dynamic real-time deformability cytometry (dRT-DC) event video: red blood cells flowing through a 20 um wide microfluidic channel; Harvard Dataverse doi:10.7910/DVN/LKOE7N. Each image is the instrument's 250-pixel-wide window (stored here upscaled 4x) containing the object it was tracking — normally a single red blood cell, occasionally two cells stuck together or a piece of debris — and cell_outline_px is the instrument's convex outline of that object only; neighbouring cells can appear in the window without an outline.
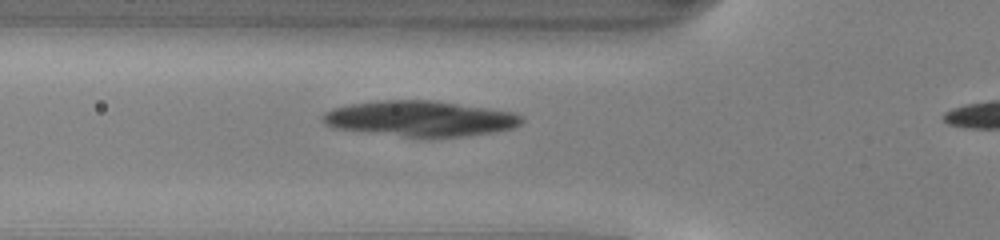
{"species": "common noctule bat (a hibernating species)", "species_latin": "Nyctalus noctula", "temperature_condition": "warm", "stored_images_in_passage": 19, "camera_frame_rate_fps": 3000, "um_per_image_px": 0.085, "animal": {"sex": "male", "body_mass_g": 13.0, "forearm_length_mm": 53.1}, "frame": {"image": 1, "passage_image": 11, "time_ms": 3.333, "image_size_px": [1000, 240], "cell_outline_px": [[512, 120], [504, 124], [472, 128], [444, 128], [368, 124], [336, 120], [336, 116], [392, 108], [444, 108]], "centroid_in_image_um": [36.01, 10.05], "position_along_channel_um": 89.8, "area_um2": 17.57}}
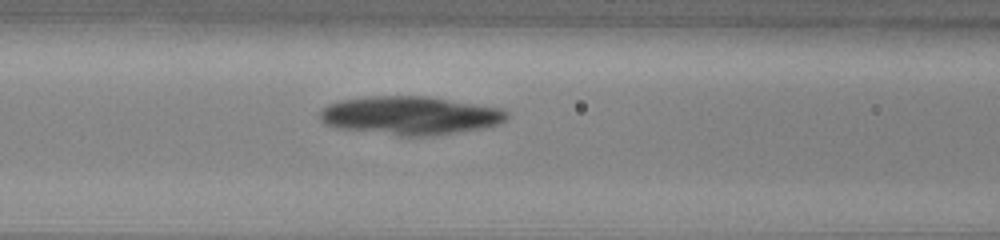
{"frame": {"image": 2, "passage_image": 14, "time_ms": 4.333, "image_size_px": [1000, 240], "cell_outline_px": [[492, 116], [488, 120], [464, 124], [436, 124], [352, 120], [332, 116], [332, 112], [352, 108], [400, 104], [428, 104], [484, 112]], "centroid_in_image_um": [35.15, 9.72], "position_along_channel_um": 131.5, "area_um2": 16.76}}
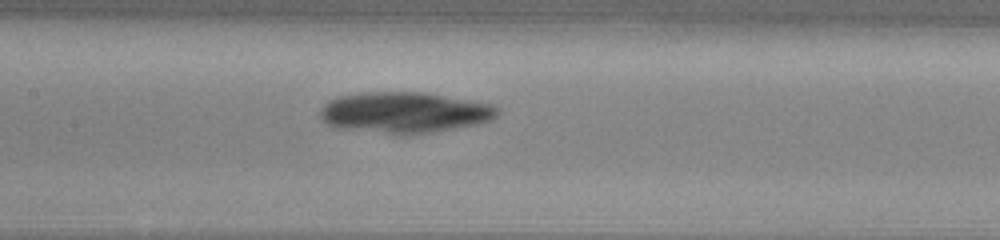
{"frame": {"image": 3, "passage_image": 17, "time_ms": 5.333, "image_size_px": [1000, 240], "cell_outline_px": [[484, 112], [476, 116], [452, 120], [432, 120], [336, 116], [336, 108], [348, 104], [400, 100], [424, 100], [468, 108]], "centroid_in_image_um": [34.58, 9.39], "position_along_channel_um": 172.8, "area_um2": 15.61}}